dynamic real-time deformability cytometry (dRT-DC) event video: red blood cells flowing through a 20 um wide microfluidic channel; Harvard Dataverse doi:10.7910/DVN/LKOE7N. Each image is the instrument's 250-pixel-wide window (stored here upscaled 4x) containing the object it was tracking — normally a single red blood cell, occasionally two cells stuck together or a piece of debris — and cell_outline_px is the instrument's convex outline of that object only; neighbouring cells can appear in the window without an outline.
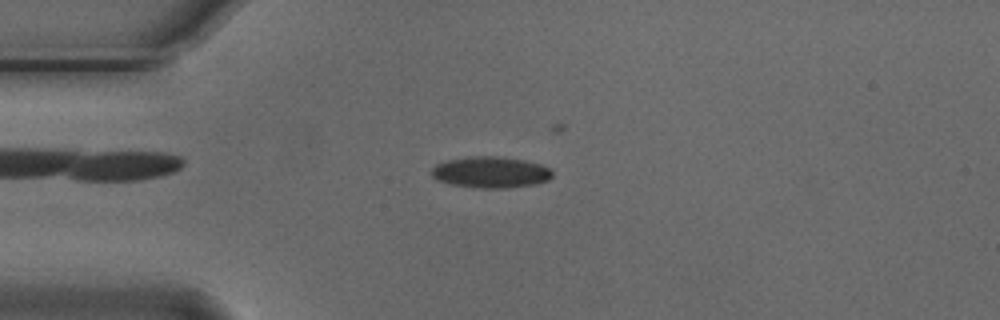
{"species": "Egyptian fruit bat (a non-hibernating species)", "species_latin": "Rousettus aegyptiacus", "temperature_condition": "cold", "stored_images_in_passage": 2, "camera_frame_rate_fps": 3000, "um_per_image_px": 0.085, "animal": {"sex": "male"}, "frame": {"image": 1, "passage_image": 1, "time_ms": 0.0, "image_size_px": [1000, 320], "cell_outline_px": [[552, 176], [548, 180], [536, 184], [508, 188], [476, 188], [448, 184], [436, 180], [432, 176], [432, 168], [436, 164], [448, 160], [468, 156], [496, 156], [524, 160], [540, 164], [548, 168], [552, 172]], "centroid_in_image_um": [41.68, 14.65], "position_along_channel_um": 43.3, "area_um2": 22.14}}